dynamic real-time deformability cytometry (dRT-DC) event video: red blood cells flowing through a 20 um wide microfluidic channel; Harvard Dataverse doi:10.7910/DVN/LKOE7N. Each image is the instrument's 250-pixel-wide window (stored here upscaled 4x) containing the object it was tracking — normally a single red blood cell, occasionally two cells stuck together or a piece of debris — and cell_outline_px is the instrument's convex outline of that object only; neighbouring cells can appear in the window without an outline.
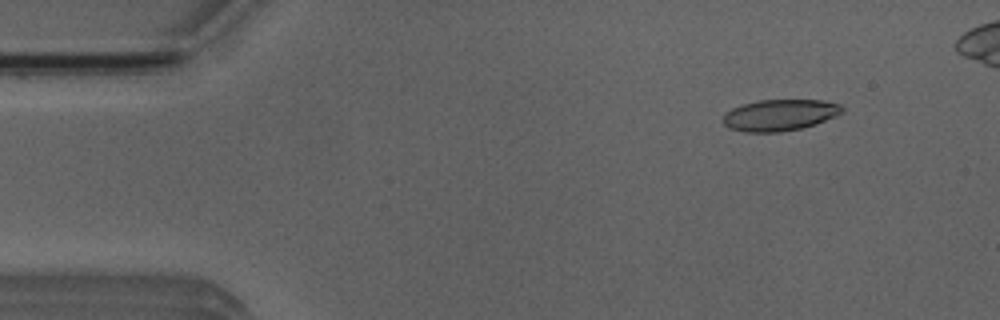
{"species": "Egyptian fruit bat (a non-hibernating species)", "species_latin": "Rousettus aegyptiacus", "temperature_condition": "room temperature", "stored_images_in_passage": 18, "camera_frame_rate_fps": 3000, "um_per_image_px": 0.085, "animal": {"sex": "male"}, "frame": {"image": 1, "passage_image": 6, "time_ms": 1.667, "image_size_px": [1000, 320], "cell_outline_px": [[844, 112], [836, 116], [816, 124], [800, 128], [780, 132], [744, 132], [728, 128], [724, 124], [724, 112], [732, 108], [744, 104], [760, 100], [824, 100], [840, 104], [844, 108]], "centroid_in_image_um": [66.3, 9.78], "position_along_channel_um": 18.7, "area_um2": 21.85}}